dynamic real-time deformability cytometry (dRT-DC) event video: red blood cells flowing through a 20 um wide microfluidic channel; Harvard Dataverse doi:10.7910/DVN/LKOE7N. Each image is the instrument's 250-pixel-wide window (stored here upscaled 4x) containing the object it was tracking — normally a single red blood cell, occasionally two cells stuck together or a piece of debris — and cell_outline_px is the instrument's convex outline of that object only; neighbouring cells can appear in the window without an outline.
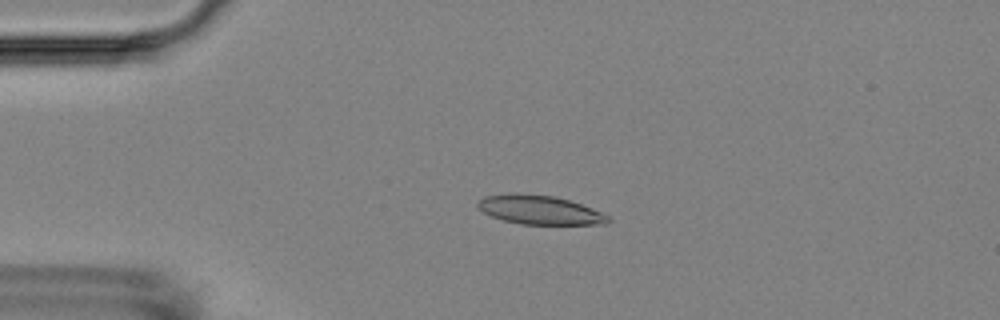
{"species": "Egyptian fruit bat (a non-hibernating species)", "species_latin": "Rousettus aegyptiacus", "temperature_condition": "room temperature", "stored_images_in_passage": 3, "camera_frame_rate_fps": 3000, "um_per_image_px": 0.085, "animal": {"sex": "female"}, "frame": {"image": 1, "passage_image": 2, "time_ms": 2.333, "image_size_px": [1000, 320], "cell_outline_px": [[612, 220], [608, 224], [520, 224], [504, 220], [492, 216], [484, 212], [476, 204], [476, 200], [484, 196], [512, 192], [552, 196], [568, 200], [592, 208], [608, 216]], "centroid_in_image_um": [45.84, 17.83], "position_along_channel_um": 39.2, "area_um2": 21.96}}